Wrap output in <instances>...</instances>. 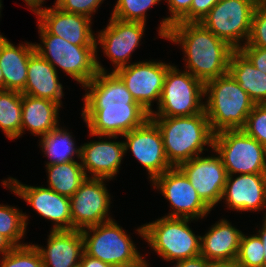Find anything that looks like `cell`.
Instances as JSON below:
<instances>
[{
    "mask_svg": "<svg viewBox=\"0 0 266 267\" xmlns=\"http://www.w3.org/2000/svg\"><path fill=\"white\" fill-rule=\"evenodd\" d=\"M83 87L87 93L83 97L81 115L90 136H98L99 140L117 139L150 118V113L133 99L115 72H98Z\"/></svg>",
    "mask_w": 266,
    "mask_h": 267,
    "instance_id": "cell-1",
    "label": "cell"
},
{
    "mask_svg": "<svg viewBox=\"0 0 266 267\" xmlns=\"http://www.w3.org/2000/svg\"><path fill=\"white\" fill-rule=\"evenodd\" d=\"M164 39L180 44L186 69L204 84L228 73L231 53L235 50L200 22H176Z\"/></svg>",
    "mask_w": 266,
    "mask_h": 267,
    "instance_id": "cell-2",
    "label": "cell"
},
{
    "mask_svg": "<svg viewBox=\"0 0 266 267\" xmlns=\"http://www.w3.org/2000/svg\"><path fill=\"white\" fill-rule=\"evenodd\" d=\"M159 128L167 160L172 167L213 148L214 133L205 110L193 116L150 118Z\"/></svg>",
    "mask_w": 266,
    "mask_h": 267,
    "instance_id": "cell-3",
    "label": "cell"
},
{
    "mask_svg": "<svg viewBox=\"0 0 266 267\" xmlns=\"http://www.w3.org/2000/svg\"><path fill=\"white\" fill-rule=\"evenodd\" d=\"M205 96L204 110L214 134L242 129L255 105L229 73L207 81Z\"/></svg>",
    "mask_w": 266,
    "mask_h": 267,
    "instance_id": "cell-4",
    "label": "cell"
},
{
    "mask_svg": "<svg viewBox=\"0 0 266 267\" xmlns=\"http://www.w3.org/2000/svg\"><path fill=\"white\" fill-rule=\"evenodd\" d=\"M41 44H34L38 52L49 63L61 68L83 87L98 72H108L97 59L96 45H74L62 37L49 34L39 23Z\"/></svg>",
    "mask_w": 266,
    "mask_h": 267,
    "instance_id": "cell-5",
    "label": "cell"
},
{
    "mask_svg": "<svg viewBox=\"0 0 266 267\" xmlns=\"http://www.w3.org/2000/svg\"><path fill=\"white\" fill-rule=\"evenodd\" d=\"M190 220L194 219L165 215L136 231L162 259L180 261L200 255L201 236H196L191 230Z\"/></svg>",
    "mask_w": 266,
    "mask_h": 267,
    "instance_id": "cell-6",
    "label": "cell"
},
{
    "mask_svg": "<svg viewBox=\"0 0 266 267\" xmlns=\"http://www.w3.org/2000/svg\"><path fill=\"white\" fill-rule=\"evenodd\" d=\"M205 84L187 70L171 65L165 75L157 111L150 118L193 116L204 111Z\"/></svg>",
    "mask_w": 266,
    "mask_h": 267,
    "instance_id": "cell-7",
    "label": "cell"
},
{
    "mask_svg": "<svg viewBox=\"0 0 266 267\" xmlns=\"http://www.w3.org/2000/svg\"><path fill=\"white\" fill-rule=\"evenodd\" d=\"M216 152L228 175L266 173V148L242 129L214 134Z\"/></svg>",
    "mask_w": 266,
    "mask_h": 267,
    "instance_id": "cell-8",
    "label": "cell"
},
{
    "mask_svg": "<svg viewBox=\"0 0 266 267\" xmlns=\"http://www.w3.org/2000/svg\"><path fill=\"white\" fill-rule=\"evenodd\" d=\"M81 233L84 253L113 267L133 264L142 257L131 237L114 219L85 228Z\"/></svg>",
    "mask_w": 266,
    "mask_h": 267,
    "instance_id": "cell-9",
    "label": "cell"
},
{
    "mask_svg": "<svg viewBox=\"0 0 266 267\" xmlns=\"http://www.w3.org/2000/svg\"><path fill=\"white\" fill-rule=\"evenodd\" d=\"M258 3V0H219L200 23L239 50L240 41L245 40L244 45L249 38L252 15Z\"/></svg>",
    "mask_w": 266,
    "mask_h": 267,
    "instance_id": "cell-10",
    "label": "cell"
},
{
    "mask_svg": "<svg viewBox=\"0 0 266 267\" xmlns=\"http://www.w3.org/2000/svg\"><path fill=\"white\" fill-rule=\"evenodd\" d=\"M104 178H86L70 197L72 230H83L113 220L109 216L110 193Z\"/></svg>",
    "mask_w": 266,
    "mask_h": 267,
    "instance_id": "cell-11",
    "label": "cell"
},
{
    "mask_svg": "<svg viewBox=\"0 0 266 267\" xmlns=\"http://www.w3.org/2000/svg\"><path fill=\"white\" fill-rule=\"evenodd\" d=\"M154 188L160 190L172 207L166 217L204 218L211 209L198 196L185 174L172 167L152 181Z\"/></svg>",
    "mask_w": 266,
    "mask_h": 267,
    "instance_id": "cell-12",
    "label": "cell"
},
{
    "mask_svg": "<svg viewBox=\"0 0 266 267\" xmlns=\"http://www.w3.org/2000/svg\"><path fill=\"white\" fill-rule=\"evenodd\" d=\"M170 63L157 61H139L118 68L115 73L125 83L133 99L148 113L152 111V102L159 103L166 72Z\"/></svg>",
    "mask_w": 266,
    "mask_h": 267,
    "instance_id": "cell-13",
    "label": "cell"
},
{
    "mask_svg": "<svg viewBox=\"0 0 266 267\" xmlns=\"http://www.w3.org/2000/svg\"><path fill=\"white\" fill-rule=\"evenodd\" d=\"M2 184L30 204L40 216L51 220L54 223L51 230H72L69 197L60 195L49 187L22 184L11 177L2 181Z\"/></svg>",
    "mask_w": 266,
    "mask_h": 267,
    "instance_id": "cell-14",
    "label": "cell"
},
{
    "mask_svg": "<svg viewBox=\"0 0 266 267\" xmlns=\"http://www.w3.org/2000/svg\"><path fill=\"white\" fill-rule=\"evenodd\" d=\"M122 137L126 138L123 141L125 153L131 150L136 160L146 168L150 181L172 168L167 160L161 132L150 118Z\"/></svg>",
    "mask_w": 266,
    "mask_h": 267,
    "instance_id": "cell-15",
    "label": "cell"
},
{
    "mask_svg": "<svg viewBox=\"0 0 266 267\" xmlns=\"http://www.w3.org/2000/svg\"><path fill=\"white\" fill-rule=\"evenodd\" d=\"M200 156L180 164L178 168L188 178L202 201L212 210L221 201L228 174L217 153L210 157Z\"/></svg>",
    "mask_w": 266,
    "mask_h": 267,
    "instance_id": "cell-16",
    "label": "cell"
},
{
    "mask_svg": "<svg viewBox=\"0 0 266 267\" xmlns=\"http://www.w3.org/2000/svg\"><path fill=\"white\" fill-rule=\"evenodd\" d=\"M109 20L107 27L96 35L95 43L96 46L102 45L104 54L114 64L112 72H115L118 68L128 65L132 52L140 45L146 25L114 17Z\"/></svg>",
    "mask_w": 266,
    "mask_h": 267,
    "instance_id": "cell-17",
    "label": "cell"
},
{
    "mask_svg": "<svg viewBox=\"0 0 266 267\" xmlns=\"http://www.w3.org/2000/svg\"><path fill=\"white\" fill-rule=\"evenodd\" d=\"M35 14L38 23L49 33L62 37L74 45H96V34L92 31L89 17L81 14L67 13L53 5L40 8Z\"/></svg>",
    "mask_w": 266,
    "mask_h": 267,
    "instance_id": "cell-18",
    "label": "cell"
},
{
    "mask_svg": "<svg viewBox=\"0 0 266 267\" xmlns=\"http://www.w3.org/2000/svg\"><path fill=\"white\" fill-rule=\"evenodd\" d=\"M228 175L222 194L228 208L261 211L266 207V173Z\"/></svg>",
    "mask_w": 266,
    "mask_h": 267,
    "instance_id": "cell-19",
    "label": "cell"
},
{
    "mask_svg": "<svg viewBox=\"0 0 266 267\" xmlns=\"http://www.w3.org/2000/svg\"><path fill=\"white\" fill-rule=\"evenodd\" d=\"M104 140L105 138L103 141H92L80 146V163L87 178L112 180L119 172L125 155L124 143Z\"/></svg>",
    "mask_w": 266,
    "mask_h": 267,
    "instance_id": "cell-20",
    "label": "cell"
},
{
    "mask_svg": "<svg viewBox=\"0 0 266 267\" xmlns=\"http://www.w3.org/2000/svg\"><path fill=\"white\" fill-rule=\"evenodd\" d=\"M44 267H76L84 253L81 230H51L46 248L35 245Z\"/></svg>",
    "mask_w": 266,
    "mask_h": 267,
    "instance_id": "cell-21",
    "label": "cell"
},
{
    "mask_svg": "<svg viewBox=\"0 0 266 267\" xmlns=\"http://www.w3.org/2000/svg\"><path fill=\"white\" fill-rule=\"evenodd\" d=\"M35 43H22L16 47L0 34V66L3 73V90L24 92L28 75V60L35 51Z\"/></svg>",
    "mask_w": 266,
    "mask_h": 267,
    "instance_id": "cell-22",
    "label": "cell"
},
{
    "mask_svg": "<svg viewBox=\"0 0 266 267\" xmlns=\"http://www.w3.org/2000/svg\"><path fill=\"white\" fill-rule=\"evenodd\" d=\"M22 94L62 104L63 86L57 69L36 51L28 60V75Z\"/></svg>",
    "mask_w": 266,
    "mask_h": 267,
    "instance_id": "cell-23",
    "label": "cell"
},
{
    "mask_svg": "<svg viewBox=\"0 0 266 267\" xmlns=\"http://www.w3.org/2000/svg\"><path fill=\"white\" fill-rule=\"evenodd\" d=\"M242 231L221 219L201 236L200 255L209 261H235Z\"/></svg>",
    "mask_w": 266,
    "mask_h": 267,
    "instance_id": "cell-24",
    "label": "cell"
},
{
    "mask_svg": "<svg viewBox=\"0 0 266 267\" xmlns=\"http://www.w3.org/2000/svg\"><path fill=\"white\" fill-rule=\"evenodd\" d=\"M59 103L22 94V125L21 135L24 129L40 138L59 127Z\"/></svg>",
    "mask_w": 266,
    "mask_h": 267,
    "instance_id": "cell-25",
    "label": "cell"
},
{
    "mask_svg": "<svg viewBox=\"0 0 266 267\" xmlns=\"http://www.w3.org/2000/svg\"><path fill=\"white\" fill-rule=\"evenodd\" d=\"M228 73L255 104L266 103V74L255 68L240 50L231 53Z\"/></svg>",
    "mask_w": 266,
    "mask_h": 267,
    "instance_id": "cell-26",
    "label": "cell"
},
{
    "mask_svg": "<svg viewBox=\"0 0 266 267\" xmlns=\"http://www.w3.org/2000/svg\"><path fill=\"white\" fill-rule=\"evenodd\" d=\"M45 167L48 173V187L69 198L87 178L81 163L77 161L46 164Z\"/></svg>",
    "mask_w": 266,
    "mask_h": 267,
    "instance_id": "cell-27",
    "label": "cell"
},
{
    "mask_svg": "<svg viewBox=\"0 0 266 267\" xmlns=\"http://www.w3.org/2000/svg\"><path fill=\"white\" fill-rule=\"evenodd\" d=\"M71 133L62 127L42 136L40 144L44 156L50 160L46 164H61L74 160V155L80 159V147L75 146ZM44 150V151H43Z\"/></svg>",
    "mask_w": 266,
    "mask_h": 267,
    "instance_id": "cell-28",
    "label": "cell"
},
{
    "mask_svg": "<svg viewBox=\"0 0 266 267\" xmlns=\"http://www.w3.org/2000/svg\"><path fill=\"white\" fill-rule=\"evenodd\" d=\"M22 93L0 90V128L9 139L21 136Z\"/></svg>",
    "mask_w": 266,
    "mask_h": 267,
    "instance_id": "cell-29",
    "label": "cell"
},
{
    "mask_svg": "<svg viewBox=\"0 0 266 267\" xmlns=\"http://www.w3.org/2000/svg\"><path fill=\"white\" fill-rule=\"evenodd\" d=\"M28 216L18 208L0 204V233L14 246L26 245L20 239L25 236Z\"/></svg>",
    "mask_w": 266,
    "mask_h": 267,
    "instance_id": "cell-30",
    "label": "cell"
},
{
    "mask_svg": "<svg viewBox=\"0 0 266 267\" xmlns=\"http://www.w3.org/2000/svg\"><path fill=\"white\" fill-rule=\"evenodd\" d=\"M235 262L241 267H264V247L257 234H242Z\"/></svg>",
    "mask_w": 266,
    "mask_h": 267,
    "instance_id": "cell-31",
    "label": "cell"
},
{
    "mask_svg": "<svg viewBox=\"0 0 266 267\" xmlns=\"http://www.w3.org/2000/svg\"><path fill=\"white\" fill-rule=\"evenodd\" d=\"M161 0H117L111 17L146 24L147 10Z\"/></svg>",
    "mask_w": 266,
    "mask_h": 267,
    "instance_id": "cell-32",
    "label": "cell"
},
{
    "mask_svg": "<svg viewBox=\"0 0 266 267\" xmlns=\"http://www.w3.org/2000/svg\"><path fill=\"white\" fill-rule=\"evenodd\" d=\"M1 258L0 267H44L41 254L34 244L14 246Z\"/></svg>",
    "mask_w": 266,
    "mask_h": 267,
    "instance_id": "cell-33",
    "label": "cell"
},
{
    "mask_svg": "<svg viewBox=\"0 0 266 267\" xmlns=\"http://www.w3.org/2000/svg\"><path fill=\"white\" fill-rule=\"evenodd\" d=\"M242 130L266 148V103L253 106Z\"/></svg>",
    "mask_w": 266,
    "mask_h": 267,
    "instance_id": "cell-34",
    "label": "cell"
},
{
    "mask_svg": "<svg viewBox=\"0 0 266 267\" xmlns=\"http://www.w3.org/2000/svg\"><path fill=\"white\" fill-rule=\"evenodd\" d=\"M246 44L266 48V2H259L254 9Z\"/></svg>",
    "mask_w": 266,
    "mask_h": 267,
    "instance_id": "cell-35",
    "label": "cell"
},
{
    "mask_svg": "<svg viewBox=\"0 0 266 267\" xmlns=\"http://www.w3.org/2000/svg\"><path fill=\"white\" fill-rule=\"evenodd\" d=\"M169 7L170 16L160 22L158 34L165 38L169 27L178 22L189 10L193 0H164Z\"/></svg>",
    "mask_w": 266,
    "mask_h": 267,
    "instance_id": "cell-36",
    "label": "cell"
},
{
    "mask_svg": "<svg viewBox=\"0 0 266 267\" xmlns=\"http://www.w3.org/2000/svg\"><path fill=\"white\" fill-rule=\"evenodd\" d=\"M104 0H56L54 5L67 13L81 14L92 18Z\"/></svg>",
    "mask_w": 266,
    "mask_h": 267,
    "instance_id": "cell-37",
    "label": "cell"
},
{
    "mask_svg": "<svg viewBox=\"0 0 266 267\" xmlns=\"http://www.w3.org/2000/svg\"><path fill=\"white\" fill-rule=\"evenodd\" d=\"M219 0H193L190 10L178 22H200Z\"/></svg>",
    "mask_w": 266,
    "mask_h": 267,
    "instance_id": "cell-38",
    "label": "cell"
},
{
    "mask_svg": "<svg viewBox=\"0 0 266 267\" xmlns=\"http://www.w3.org/2000/svg\"><path fill=\"white\" fill-rule=\"evenodd\" d=\"M239 50L251 61L255 68L266 74V48L244 44Z\"/></svg>",
    "mask_w": 266,
    "mask_h": 267,
    "instance_id": "cell-39",
    "label": "cell"
},
{
    "mask_svg": "<svg viewBox=\"0 0 266 267\" xmlns=\"http://www.w3.org/2000/svg\"><path fill=\"white\" fill-rule=\"evenodd\" d=\"M209 260L202 255L178 261V267H208Z\"/></svg>",
    "mask_w": 266,
    "mask_h": 267,
    "instance_id": "cell-40",
    "label": "cell"
},
{
    "mask_svg": "<svg viewBox=\"0 0 266 267\" xmlns=\"http://www.w3.org/2000/svg\"><path fill=\"white\" fill-rule=\"evenodd\" d=\"M81 267H113L112 265L101 261L100 259H96L88 256L83 253L81 257V262L79 263Z\"/></svg>",
    "mask_w": 266,
    "mask_h": 267,
    "instance_id": "cell-41",
    "label": "cell"
},
{
    "mask_svg": "<svg viewBox=\"0 0 266 267\" xmlns=\"http://www.w3.org/2000/svg\"><path fill=\"white\" fill-rule=\"evenodd\" d=\"M264 218V222L262 224V228L260 227V230H258L257 235L259 236V238L261 239L262 243H263V247H264V267H266V213H265V217Z\"/></svg>",
    "mask_w": 266,
    "mask_h": 267,
    "instance_id": "cell-42",
    "label": "cell"
},
{
    "mask_svg": "<svg viewBox=\"0 0 266 267\" xmlns=\"http://www.w3.org/2000/svg\"><path fill=\"white\" fill-rule=\"evenodd\" d=\"M14 245L4 236L0 233V254L5 255L8 253Z\"/></svg>",
    "mask_w": 266,
    "mask_h": 267,
    "instance_id": "cell-43",
    "label": "cell"
},
{
    "mask_svg": "<svg viewBox=\"0 0 266 267\" xmlns=\"http://www.w3.org/2000/svg\"><path fill=\"white\" fill-rule=\"evenodd\" d=\"M27 6L30 7V10H32L34 13L42 8V4H44L45 0H24Z\"/></svg>",
    "mask_w": 266,
    "mask_h": 267,
    "instance_id": "cell-44",
    "label": "cell"
},
{
    "mask_svg": "<svg viewBox=\"0 0 266 267\" xmlns=\"http://www.w3.org/2000/svg\"><path fill=\"white\" fill-rule=\"evenodd\" d=\"M123 267H149V264L145 258L141 257L137 262Z\"/></svg>",
    "mask_w": 266,
    "mask_h": 267,
    "instance_id": "cell-45",
    "label": "cell"
},
{
    "mask_svg": "<svg viewBox=\"0 0 266 267\" xmlns=\"http://www.w3.org/2000/svg\"><path fill=\"white\" fill-rule=\"evenodd\" d=\"M208 267H227V261H210Z\"/></svg>",
    "mask_w": 266,
    "mask_h": 267,
    "instance_id": "cell-46",
    "label": "cell"
},
{
    "mask_svg": "<svg viewBox=\"0 0 266 267\" xmlns=\"http://www.w3.org/2000/svg\"><path fill=\"white\" fill-rule=\"evenodd\" d=\"M227 267H241L235 261H227Z\"/></svg>",
    "mask_w": 266,
    "mask_h": 267,
    "instance_id": "cell-47",
    "label": "cell"
},
{
    "mask_svg": "<svg viewBox=\"0 0 266 267\" xmlns=\"http://www.w3.org/2000/svg\"><path fill=\"white\" fill-rule=\"evenodd\" d=\"M0 90H3V73L0 66Z\"/></svg>",
    "mask_w": 266,
    "mask_h": 267,
    "instance_id": "cell-48",
    "label": "cell"
},
{
    "mask_svg": "<svg viewBox=\"0 0 266 267\" xmlns=\"http://www.w3.org/2000/svg\"><path fill=\"white\" fill-rule=\"evenodd\" d=\"M2 1L0 0V10H1V8H2ZM0 14H1V11H0Z\"/></svg>",
    "mask_w": 266,
    "mask_h": 267,
    "instance_id": "cell-49",
    "label": "cell"
},
{
    "mask_svg": "<svg viewBox=\"0 0 266 267\" xmlns=\"http://www.w3.org/2000/svg\"><path fill=\"white\" fill-rule=\"evenodd\" d=\"M173 267H178V261L173 265Z\"/></svg>",
    "mask_w": 266,
    "mask_h": 267,
    "instance_id": "cell-50",
    "label": "cell"
}]
</instances>
